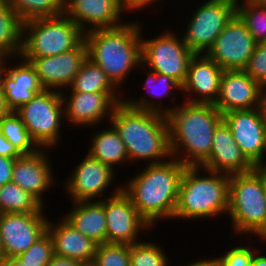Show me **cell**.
<instances>
[{
  "label": "cell",
  "mask_w": 266,
  "mask_h": 266,
  "mask_svg": "<svg viewBox=\"0 0 266 266\" xmlns=\"http://www.w3.org/2000/svg\"><path fill=\"white\" fill-rule=\"evenodd\" d=\"M185 168L179 160L170 157L169 161L145 165L122 185V191L152 229L160 220H173Z\"/></svg>",
  "instance_id": "obj_1"
},
{
  "label": "cell",
  "mask_w": 266,
  "mask_h": 266,
  "mask_svg": "<svg viewBox=\"0 0 266 266\" xmlns=\"http://www.w3.org/2000/svg\"><path fill=\"white\" fill-rule=\"evenodd\" d=\"M166 117L171 157L185 166H201L210 156L222 113L214 104L183 102Z\"/></svg>",
  "instance_id": "obj_2"
},
{
  "label": "cell",
  "mask_w": 266,
  "mask_h": 266,
  "mask_svg": "<svg viewBox=\"0 0 266 266\" xmlns=\"http://www.w3.org/2000/svg\"><path fill=\"white\" fill-rule=\"evenodd\" d=\"M109 121L124 143L129 162L147 160L145 164H157L171 157L166 115L131 108L122 101Z\"/></svg>",
  "instance_id": "obj_3"
},
{
  "label": "cell",
  "mask_w": 266,
  "mask_h": 266,
  "mask_svg": "<svg viewBox=\"0 0 266 266\" xmlns=\"http://www.w3.org/2000/svg\"><path fill=\"white\" fill-rule=\"evenodd\" d=\"M137 22L115 28L95 29L84 33L88 58L97 64L121 90L136 68L141 70V29ZM140 67V68H139ZM126 78V79H125Z\"/></svg>",
  "instance_id": "obj_4"
},
{
  "label": "cell",
  "mask_w": 266,
  "mask_h": 266,
  "mask_svg": "<svg viewBox=\"0 0 266 266\" xmlns=\"http://www.w3.org/2000/svg\"><path fill=\"white\" fill-rule=\"evenodd\" d=\"M229 177L201 166H186L179 186L174 221L217 219V216L228 214Z\"/></svg>",
  "instance_id": "obj_5"
},
{
  "label": "cell",
  "mask_w": 266,
  "mask_h": 266,
  "mask_svg": "<svg viewBox=\"0 0 266 266\" xmlns=\"http://www.w3.org/2000/svg\"><path fill=\"white\" fill-rule=\"evenodd\" d=\"M228 216L232 233L256 235L266 242V196L263 166L229 177Z\"/></svg>",
  "instance_id": "obj_6"
},
{
  "label": "cell",
  "mask_w": 266,
  "mask_h": 266,
  "mask_svg": "<svg viewBox=\"0 0 266 266\" xmlns=\"http://www.w3.org/2000/svg\"><path fill=\"white\" fill-rule=\"evenodd\" d=\"M84 32L64 13L23 22L19 57H48L75 49Z\"/></svg>",
  "instance_id": "obj_7"
},
{
  "label": "cell",
  "mask_w": 266,
  "mask_h": 266,
  "mask_svg": "<svg viewBox=\"0 0 266 266\" xmlns=\"http://www.w3.org/2000/svg\"><path fill=\"white\" fill-rule=\"evenodd\" d=\"M14 112L39 148L53 149L58 145L62 121H65L61 92L43 89Z\"/></svg>",
  "instance_id": "obj_8"
},
{
  "label": "cell",
  "mask_w": 266,
  "mask_h": 266,
  "mask_svg": "<svg viewBox=\"0 0 266 266\" xmlns=\"http://www.w3.org/2000/svg\"><path fill=\"white\" fill-rule=\"evenodd\" d=\"M141 29V65L158 74L174 79L180 86L186 80L190 60L195 53L172 30L145 39ZM143 37V38H142Z\"/></svg>",
  "instance_id": "obj_9"
},
{
  "label": "cell",
  "mask_w": 266,
  "mask_h": 266,
  "mask_svg": "<svg viewBox=\"0 0 266 266\" xmlns=\"http://www.w3.org/2000/svg\"><path fill=\"white\" fill-rule=\"evenodd\" d=\"M196 8L186 23L182 38L195 54H206L237 14V0H206Z\"/></svg>",
  "instance_id": "obj_10"
},
{
  "label": "cell",
  "mask_w": 266,
  "mask_h": 266,
  "mask_svg": "<svg viewBox=\"0 0 266 266\" xmlns=\"http://www.w3.org/2000/svg\"><path fill=\"white\" fill-rule=\"evenodd\" d=\"M109 195L103 199L107 221L106 243L140 242L139 232L152 231V228L140 216L131 199L122 191L121 185H117Z\"/></svg>",
  "instance_id": "obj_11"
},
{
  "label": "cell",
  "mask_w": 266,
  "mask_h": 266,
  "mask_svg": "<svg viewBox=\"0 0 266 266\" xmlns=\"http://www.w3.org/2000/svg\"><path fill=\"white\" fill-rule=\"evenodd\" d=\"M70 96H66L67 92L62 91V100L64 104L65 121L71 127L77 126L84 128L103 124L102 121L110 120L113 109L118 103L123 101L121 92H90L82 93L70 91ZM120 95H119V94ZM106 118V119H104Z\"/></svg>",
  "instance_id": "obj_12"
},
{
  "label": "cell",
  "mask_w": 266,
  "mask_h": 266,
  "mask_svg": "<svg viewBox=\"0 0 266 266\" xmlns=\"http://www.w3.org/2000/svg\"><path fill=\"white\" fill-rule=\"evenodd\" d=\"M256 44L245 23L236 14L206 54L224 71L244 70Z\"/></svg>",
  "instance_id": "obj_13"
},
{
  "label": "cell",
  "mask_w": 266,
  "mask_h": 266,
  "mask_svg": "<svg viewBox=\"0 0 266 266\" xmlns=\"http://www.w3.org/2000/svg\"><path fill=\"white\" fill-rule=\"evenodd\" d=\"M30 63L44 89L68 92L74 77L88 58V48L83 40L75 49L48 57H18Z\"/></svg>",
  "instance_id": "obj_14"
},
{
  "label": "cell",
  "mask_w": 266,
  "mask_h": 266,
  "mask_svg": "<svg viewBox=\"0 0 266 266\" xmlns=\"http://www.w3.org/2000/svg\"><path fill=\"white\" fill-rule=\"evenodd\" d=\"M69 174V177L64 179L65 192L73 202L103 200V192L105 193L108 187L115 184L112 183L115 181V170L89 153Z\"/></svg>",
  "instance_id": "obj_15"
},
{
  "label": "cell",
  "mask_w": 266,
  "mask_h": 266,
  "mask_svg": "<svg viewBox=\"0 0 266 266\" xmlns=\"http://www.w3.org/2000/svg\"><path fill=\"white\" fill-rule=\"evenodd\" d=\"M222 120L229 127L245 158L254 167L266 165V129L258 109L230 111L222 114Z\"/></svg>",
  "instance_id": "obj_16"
},
{
  "label": "cell",
  "mask_w": 266,
  "mask_h": 266,
  "mask_svg": "<svg viewBox=\"0 0 266 266\" xmlns=\"http://www.w3.org/2000/svg\"><path fill=\"white\" fill-rule=\"evenodd\" d=\"M44 214L0 213L4 257H17L47 231L48 217Z\"/></svg>",
  "instance_id": "obj_17"
},
{
  "label": "cell",
  "mask_w": 266,
  "mask_h": 266,
  "mask_svg": "<svg viewBox=\"0 0 266 266\" xmlns=\"http://www.w3.org/2000/svg\"><path fill=\"white\" fill-rule=\"evenodd\" d=\"M223 71L207 54H195L190 60L186 80L181 86L180 92L186 97L184 102L214 104L219 94Z\"/></svg>",
  "instance_id": "obj_18"
},
{
  "label": "cell",
  "mask_w": 266,
  "mask_h": 266,
  "mask_svg": "<svg viewBox=\"0 0 266 266\" xmlns=\"http://www.w3.org/2000/svg\"><path fill=\"white\" fill-rule=\"evenodd\" d=\"M264 88L244 70H225L214 106L222 113L257 108Z\"/></svg>",
  "instance_id": "obj_19"
},
{
  "label": "cell",
  "mask_w": 266,
  "mask_h": 266,
  "mask_svg": "<svg viewBox=\"0 0 266 266\" xmlns=\"http://www.w3.org/2000/svg\"><path fill=\"white\" fill-rule=\"evenodd\" d=\"M47 150L49 149L40 148L35 153L16 158L12 171V182L29 192L43 206L46 203L44 193L48 192L57 180L53 175V166L49 162L50 155L48 156Z\"/></svg>",
  "instance_id": "obj_20"
},
{
  "label": "cell",
  "mask_w": 266,
  "mask_h": 266,
  "mask_svg": "<svg viewBox=\"0 0 266 266\" xmlns=\"http://www.w3.org/2000/svg\"><path fill=\"white\" fill-rule=\"evenodd\" d=\"M124 10L118 0H68L63 13L86 33L122 25Z\"/></svg>",
  "instance_id": "obj_21"
},
{
  "label": "cell",
  "mask_w": 266,
  "mask_h": 266,
  "mask_svg": "<svg viewBox=\"0 0 266 266\" xmlns=\"http://www.w3.org/2000/svg\"><path fill=\"white\" fill-rule=\"evenodd\" d=\"M201 167L228 175L246 173L255 168L242 154L223 120L214 130L210 156Z\"/></svg>",
  "instance_id": "obj_22"
},
{
  "label": "cell",
  "mask_w": 266,
  "mask_h": 266,
  "mask_svg": "<svg viewBox=\"0 0 266 266\" xmlns=\"http://www.w3.org/2000/svg\"><path fill=\"white\" fill-rule=\"evenodd\" d=\"M18 61L20 62L15 65L6 64L1 76V87L10 111H15L21 105L28 103L44 89L30 63L21 58Z\"/></svg>",
  "instance_id": "obj_23"
},
{
  "label": "cell",
  "mask_w": 266,
  "mask_h": 266,
  "mask_svg": "<svg viewBox=\"0 0 266 266\" xmlns=\"http://www.w3.org/2000/svg\"><path fill=\"white\" fill-rule=\"evenodd\" d=\"M47 231L54 243V255L91 266L98 246L96 242L72 227L63 217L59 222L48 219Z\"/></svg>",
  "instance_id": "obj_24"
},
{
  "label": "cell",
  "mask_w": 266,
  "mask_h": 266,
  "mask_svg": "<svg viewBox=\"0 0 266 266\" xmlns=\"http://www.w3.org/2000/svg\"><path fill=\"white\" fill-rule=\"evenodd\" d=\"M73 207L63 217L72 227L98 245L106 243L107 221L103 200L72 202Z\"/></svg>",
  "instance_id": "obj_25"
},
{
  "label": "cell",
  "mask_w": 266,
  "mask_h": 266,
  "mask_svg": "<svg viewBox=\"0 0 266 266\" xmlns=\"http://www.w3.org/2000/svg\"><path fill=\"white\" fill-rule=\"evenodd\" d=\"M145 72H148L146 74V80L144 81V85L143 89H145L146 91H148V95L145 93L144 97H139L137 99H134V97H125V99H123V101L125 103H127L131 108H137V109H141V110H147V111H153V112H157L163 115H168L174 108L177 107V105H179V103L175 104V101L173 104V106L171 107H165L164 105H161L158 102L160 101L158 98L160 97H167V96H171L174 97V93H172L173 91L176 92L177 90L180 91L181 90V86L171 77H168L167 75L164 74H158L155 73L153 71H150L146 68ZM147 70V71H146ZM152 86V87H151ZM176 90V91H175ZM152 96L151 99L148 98L147 96ZM159 95V96H158ZM157 98V99H156Z\"/></svg>",
  "instance_id": "obj_26"
},
{
  "label": "cell",
  "mask_w": 266,
  "mask_h": 266,
  "mask_svg": "<svg viewBox=\"0 0 266 266\" xmlns=\"http://www.w3.org/2000/svg\"><path fill=\"white\" fill-rule=\"evenodd\" d=\"M106 128L91 136V146L87 153L115 170L116 165L129 163V158L124 143L115 128L112 125Z\"/></svg>",
  "instance_id": "obj_27"
},
{
  "label": "cell",
  "mask_w": 266,
  "mask_h": 266,
  "mask_svg": "<svg viewBox=\"0 0 266 266\" xmlns=\"http://www.w3.org/2000/svg\"><path fill=\"white\" fill-rule=\"evenodd\" d=\"M22 20L6 0H0V53L18 58L22 48Z\"/></svg>",
  "instance_id": "obj_28"
},
{
  "label": "cell",
  "mask_w": 266,
  "mask_h": 266,
  "mask_svg": "<svg viewBox=\"0 0 266 266\" xmlns=\"http://www.w3.org/2000/svg\"><path fill=\"white\" fill-rule=\"evenodd\" d=\"M68 89L82 93L121 92L107 74L89 58L82 64Z\"/></svg>",
  "instance_id": "obj_29"
},
{
  "label": "cell",
  "mask_w": 266,
  "mask_h": 266,
  "mask_svg": "<svg viewBox=\"0 0 266 266\" xmlns=\"http://www.w3.org/2000/svg\"><path fill=\"white\" fill-rule=\"evenodd\" d=\"M44 207L14 182L0 186V213H44Z\"/></svg>",
  "instance_id": "obj_30"
},
{
  "label": "cell",
  "mask_w": 266,
  "mask_h": 266,
  "mask_svg": "<svg viewBox=\"0 0 266 266\" xmlns=\"http://www.w3.org/2000/svg\"><path fill=\"white\" fill-rule=\"evenodd\" d=\"M0 131L22 155L35 153L40 149L32 140L23 121L14 111L0 117Z\"/></svg>",
  "instance_id": "obj_31"
},
{
  "label": "cell",
  "mask_w": 266,
  "mask_h": 266,
  "mask_svg": "<svg viewBox=\"0 0 266 266\" xmlns=\"http://www.w3.org/2000/svg\"><path fill=\"white\" fill-rule=\"evenodd\" d=\"M6 2L22 22L55 17L63 13V6L57 0H6Z\"/></svg>",
  "instance_id": "obj_32"
},
{
  "label": "cell",
  "mask_w": 266,
  "mask_h": 266,
  "mask_svg": "<svg viewBox=\"0 0 266 266\" xmlns=\"http://www.w3.org/2000/svg\"><path fill=\"white\" fill-rule=\"evenodd\" d=\"M237 0V15L245 23L255 42H266V6ZM242 4H241V3Z\"/></svg>",
  "instance_id": "obj_33"
},
{
  "label": "cell",
  "mask_w": 266,
  "mask_h": 266,
  "mask_svg": "<svg viewBox=\"0 0 266 266\" xmlns=\"http://www.w3.org/2000/svg\"><path fill=\"white\" fill-rule=\"evenodd\" d=\"M163 248L146 240L130 244V266H169Z\"/></svg>",
  "instance_id": "obj_34"
},
{
  "label": "cell",
  "mask_w": 266,
  "mask_h": 266,
  "mask_svg": "<svg viewBox=\"0 0 266 266\" xmlns=\"http://www.w3.org/2000/svg\"><path fill=\"white\" fill-rule=\"evenodd\" d=\"M91 266H130V244H99Z\"/></svg>",
  "instance_id": "obj_35"
},
{
  "label": "cell",
  "mask_w": 266,
  "mask_h": 266,
  "mask_svg": "<svg viewBox=\"0 0 266 266\" xmlns=\"http://www.w3.org/2000/svg\"><path fill=\"white\" fill-rule=\"evenodd\" d=\"M54 256V243L51 235L46 231L25 252L17 258L24 266H47Z\"/></svg>",
  "instance_id": "obj_36"
},
{
  "label": "cell",
  "mask_w": 266,
  "mask_h": 266,
  "mask_svg": "<svg viewBox=\"0 0 266 266\" xmlns=\"http://www.w3.org/2000/svg\"><path fill=\"white\" fill-rule=\"evenodd\" d=\"M244 71L263 88H266V42L256 44Z\"/></svg>",
  "instance_id": "obj_37"
},
{
  "label": "cell",
  "mask_w": 266,
  "mask_h": 266,
  "mask_svg": "<svg viewBox=\"0 0 266 266\" xmlns=\"http://www.w3.org/2000/svg\"><path fill=\"white\" fill-rule=\"evenodd\" d=\"M235 246L230 248L223 255L218 256L221 266H251V262L257 247L250 246ZM255 248V249H254Z\"/></svg>",
  "instance_id": "obj_38"
},
{
  "label": "cell",
  "mask_w": 266,
  "mask_h": 266,
  "mask_svg": "<svg viewBox=\"0 0 266 266\" xmlns=\"http://www.w3.org/2000/svg\"><path fill=\"white\" fill-rule=\"evenodd\" d=\"M14 161V158L0 156V186L12 181Z\"/></svg>",
  "instance_id": "obj_39"
},
{
  "label": "cell",
  "mask_w": 266,
  "mask_h": 266,
  "mask_svg": "<svg viewBox=\"0 0 266 266\" xmlns=\"http://www.w3.org/2000/svg\"><path fill=\"white\" fill-rule=\"evenodd\" d=\"M158 0H118L120 7L128 12L132 11H140L146 8L147 6L150 7L153 2L156 3Z\"/></svg>",
  "instance_id": "obj_40"
},
{
  "label": "cell",
  "mask_w": 266,
  "mask_h": 266,
  "mask_svg": "<svg viewBox=\"0 0 266 266\" xmlns=\"http://www.w3.org/2000/svg\"><path fill=\"white\" fill-rule=\"evenodd\" d=\"M0 156L14 158V159L22 156V154L16 149V147L3 136L1 131H0Z\"/></svg>",
  "instance_id": "obj_41"
},
{
  "label": "cell",
  "mask_w": 266,
  "mask_h": 266,
  "mask_svg": "<svg viewBox=\"0 0 266 266\" xmlns=\"http://www.w3.org/2000/svg\"><path fill=\"white\" fill-rule=\"evenodd\" d=\"M47 266H87L75 259L64 258L54 255Z\"/></svg>",
  "instance_id": "obj_42"
},
{
  "label": "cell",
  "mask_w": 266,
  "mask_h": 266,
  "mask_svg": "<svg viewBox=\"0 0 266 266\" xmlns=\"http://www.w3.org/2000/svg\"><path fill=\"white\" fill-rule=\"evenodd\" d=\"M184 266H221L218 257H213V259H208L207 257L204 259L201 257L199 260H194V262H189Z\"/></svg>",
  "instance_id": "obj_43"
},
{
  "label": "cell",
  "mask_w": 266,
  "mask_h": 266,
  "mask_svg": "<svg viewBox=\"0 0 266 266\" xmlns=\"http://www.w3.org/2000/svg\"><path fill=\"white\" fill-rule=\"evenodd\" d=\"M257 109L260 113L261 120L264 124V128L266 129V88H264V90L262 91L260 102Z\"/></svg>",
  "instance_id": "obj_44"
},
{
  "label": "cell",
  "mask_w": 266,
  "mask_h": 266,
  "mask_svg": "<svg viewBox=\"0 0 266 266\" xmlns=\"http://www.w3.org/2000/svg\"><path fill=\"white\" fill-rule=\"evenodd\" d=\"M251 266H266V255H262L261 250L255 252Z\"/></svg>",
  "instance_id": "obj_45"
},
{
  "label": "cell",
  "mask_w": 266,
  "mask_h": 266,
  "mask_svg": "<svg viewBox=\"0 0 266 266\" xmlns=\"http://www.w3.org/2000/svg\"><path fill=\"white\" fill-rule=\"evenodd\" d=\"M11 111L9 110V108L7 107L6 104V100H5V95L3 93L1 84H0V117L4 116L8 113H10Z\"/></svg>",
  "instance_id": "obj_46"
},
{
  "label": "cell",
  "mask_w": 266,
  "mask_h": 266,
  "mask_svg": "<svg viewBox=\"0 0 266 266\" xmlns=\"http://www.w3.org/2000/svg\"><path fill=\"white\" fill-rule=\"evenodd\" d=\"M2 266H24L17 257H3Z\"/></svg>",
  "instance_id": "obj_47"
},
{
  "label": "cell",
  "mask_w": 266,
  "mask_h": 266,
  "mask_svg": "<svg viewBox=\"0 0 266 266\" xmlns=\"http://www.w3.org/2000/svg\"><path fill=\"white\" fill-rule=\"evenodd\" d=\"M10 59L9 56L0 53V84L2 73L5 71L6 64L10 65V63H7L10 62Z\"/></svg>",
  "instance_id": "obj_48"
},
{
  "label": "cell",
  "mask_w": 266,
  "mask_h": 266,
  "mask_svg": "<svg viewBox=\"0 0 266 266\" xmlns=\"http://www.w3.org/2000/svg\"><path fill=\"white\" fill-rule=\"evenodd\" d=\"M248 1L257 5L266 6V0H248Z\"/></svg>",
  "instance_id": "obj_49"
},
{
  "label": "cell",
  "mask_w": 266,
  "mask_h": 266,
  "mask_svg": "<svg viewBox=\"0 0 266 266\" xmlns=\"http://www.w3.org/2000/svg\"><path fill=\"white\" fill-rule=\"evenodd\" d=\"M263 183H264V190L266 196V165H263Z\"/></svg>",
  "instance_id": "obj_50"
},
{
  "label": "cell",
  "mask_w": 266,
  "mask_h": 266,
  "mask_svg": "<svg viewBox=\"0 0 266 266\" xmlns=\"http://www.w3.org/2000/svg\"><path fill=\"white\" fill-rule=\"evenodd\" d=\"M0 257H4L3 246L1 243V237H0Z\"/></svg>",
  "instance_id": "obj_51"
},
{
  "label": "cell",
  "mask_w": 266,
  "mask_h": 266,
  "mask_svg": "<svg viewBox=\"0 0 266 266\" xmlns=\"http://www.w3.org/2000/svg\"><path fill=\"white\" fill-rule=\"evenodd\" d=\"M62 6L68 1V0H57Z\"/></svg>",
  "instance_id": "obj_52"
},
{
  "label": "cell",
  "mask_w": 266,
  "mask_h": 266,
  "mask_svg": "<svg viewBox=\"0 0 266 266\" xmlns=\"http://www.w3.org/2000/svg\"><path fill=\"white\" fill-rule=\"evenodd\" d=\"M3 264V257H0V266Z\"/></svg>",
  "instance_id": "obj_53"
},
{
  "label": "cell",
  "mask_w": 266,
  "mask_h": 266,
  "mask_svg": "<svg viewBox=\"0 0 266 266\" xmlns=\"http://www.w3.org/2000/svg\"><path fill=\"white\" fill-rule=\"evenodd\" d=\"M265 157H266V137H265Z\"/></svg>",
  "instance_id": "obj_54"
}]
</instances>
